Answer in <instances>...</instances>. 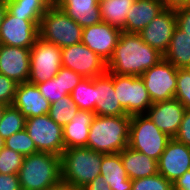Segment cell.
Returning a JSON list of instances; mask_svg holds the SVG:
<instances>
[{
	"mask_svg": "<svg viewBox=\"0 0 190 190\" xmlns=\"http://www.w3.org/2000/svg\"><path fill=\"white\" fill-rule=\"evenodd\" d=\"M113 85L127 115L145 114L153 104L141 76L113 73Z\"/></svg>",
	"mask_w": 190,
	"mask_h": 190,
	"instance_id": "8",
	"label": "cell"
},
{
	"mask_svg": "<svg viewBox=\"0 0 190 190\" xmlns=\"http://www.w3.org/2000/svg\"><path fill=\"white\" fill-rule=\"evenodd\" d=\"M18 176L21 190H47L61 181V156L47 152L24 156Z\"/></svg>",
	"mask_w": 190,
	"mask_h": 190,
	"instance_id": "3",
	"label": "cell"
},
{
	"mask_svg": "<svg viewBox=\"0 0 190 190\" xmlns=\"http://www.w3.org/2000/svg\"><path fill=\"white\" fill-rule=\"evenodd\" d=\"M174 138L190 147V109H186L179 131Z\"/></svg>",
	"mask_w": 190,
	"mask_h": 190,
	"instance_id": "39",
	"label": "cell"
},
{
	"mask_svg": "<svg viewBox=\"0 0 190 190\" xmlns=\"http://www.w3.org/2000/svg\"><path fill=\"white\" fill-rule=\"evenodd\" d=\"M131 190H174L173 183L157 173L150 177L132 180Z\"/></svg>",
	"mask_w": 190,
	"mask_h": 190,
	"instance_id": "33",
	"label": "cell"
},
{
	"mask_svg": "<svg viewBox=\"0 0 190 190\" xmlns=\"http://www.w3.org/2000/svg\"><path fill=\"white\" fill-rule=\"evenodd\" d=\"M121 32V29L101 22L83 28L81 42L105 62H108L112 57Z\"/></svg>",
	"mask_w": 190,
	"mask_h": 190,
	"instance_id": "15",
	"label": "cell"
},
{
	"mask_svg": "<svg viewBox=\"0 0 190 190\" xmlns=\"http://www.w3.org/2000/svg\"><path fill=\"white\" fill-rule=\"evenodd\" d=\"M175 28V10L165 8L138 34L145 43L164 55L168 49Z\"/></svg>",
	"mask_w": 190,
	"mask_h": 190,
	"instance_id": "14",
	"label": "cell"
},
{
	"mask_svg": "<svg viewBox=\"0 0 190 190\" xmlns=\"http://www.w3.org/2000/svg\"><path fill=\"white\" fill-rule=\"evenodd\" d=\"M82 28L102 22L98 0H54Z\"/></svg>",
	"mask_w": 190,
	"mask_h": 190,
	"instance_id": "20",
	"label": "cell"
},
{
	"mask_svg": "<svg viewBox=\"0 0 190 190\" xmlns=\"http://www.w3.org/2000/svg\"><path fill=\"white\" fill-rule=\"evenodd\" d=\"M0 73L17 84L28 82L30 75V48L0 44Z\"/></svg>",
	"mask_w": 190,
	"mask_h": 190,
	"instance_id": "17",
	"label": "cell"
},
{
	"mask_svg": "<svg viewBox=\"0 0 190 190\" xmlns=\"http://www.w3.org/2000/svg\"><path fill=\"white\" fill-rule=\"evenodd\" d=\"M0 190H21L18 174L0 173Z\"/></svg>",
	"mask_w": 190,
	"mask_h": 190,
	"instance_id": "40",
	"label": "cell"
},
{
	"mask_svg": "<svg viewBox=\"0 0 190 190\" xmlns=\"http://www.w3.org/2000/svg\"><path fill=\"white\" fill-rule=\"evenodd\" d=\"M6 105L0 103V121L2 119V115L4 113Z\"/></svg>",
	"mask_w": 190,
	"mask_h": 190,
	"instance_id": "47",
	"label": "cell"
},
{
	"mask_svg": "<svg viewBox=\"0 0 190 190\" xmlns=\"http://www.w3.org/2000/svg\"><path fill=\"white\" fill-rule=\"evenodd\" d=\"M186 108L173 98L167 101L153 103L145 113L147 117L170 138H174L180 128Z\"/></svg>",
	"mask_w": 190,
	"mask_h": 190,
	"instance_id": "16",
	"label": "cell"
},
{
	"mask_svg": "<svg viewBox=\"0 0 190 190\" xmlns=\"http://www.w3.org/2000/svg\"><path fill=\"white\" fill-rule=\"evenodd\" d=\"M17 83L0 73V103L12 105L15 98Z\"/></svg>",
	"mask_w": 190,
	"mask_h": 190,
	"instance_id": "36",
	"label": "cell"
},
{
	"mask_svg": "<svg viewBox=\"0 0 190 190\" xmlns=\"http://www.w3.org/2000/svg\"><path fill=\"white\" fill-rule=\"evenodd\" d=\"M39 38L60 48L80 43L83 28L58 6L49 7L39 23Z\"/></svg>",
	"mask_w": 190,
	"mask_h": 190,
	"instance_id": "5",
	"label": "cell"
},
{
	"mask_svg": "<svg viewBox=\"0 0 190 190\" xmlns=\"http://www.w3.org/2000/svg\"><path fill=\"white\" fill-rule=\"evenodd\" d=\"M49 7L55 6L54 0H43Z\"/></svg>",
	"mask_w": 190,
	"mask_h": 190,
	"instance_id": "46",
	"label": "cell"
},
{
	"mask_svg": "<svg viewBox=\"0 0 190 190\" xmlns=\"http://www.w3.org/2000/svg\"><path fill=\"white\" fill-rule=\"evenodd\" d=\"M24 156L5 146L0 150V173L18 174L22 166Z\"/></svg>",
	"mask_w": 190,
	"mask_h": 190,
	"instance_id": "32",
	"label": "cell"
},
{
	"mask_svg": "<svg viewBox=\"0 0 190 190\" xmlns=\"http://www.w3.org/2000/svg\"><path fill=\"white\" fill-rule=\"evenodd\" d=\"M12 105L19 109L25 118L48 114L50 109L49 101L41 95L35 84L29 82L17 85Z\"/></svg>",
	"mask_w": 190,
	"mask_h": 190,
	"instance_id": "18",
	"label": "cell"
},
{
	"mask_svg": "<svg viewBox=\"0 0 190 190\" xmlns=\"http://www.w3.org/2000/svg\"><path fill=\"white\" fill-rule=\"evenodd\" d=\"M103 155L87 147L65 149L61 155V181L83 189L100 175Z\"/></svg>",
	"mask_w": 190,
	"mask_h": 190,
	"instance_id": "4",
	"label": "cell"
},
{
	"mask_svg": "<svg viewBox=\"0 0 190 190\" xmlns=\"http://www.w3.org/2000/svg\"><path fill=\"white\" fill-rule=\"evenodd\" d=\"M131 116L96 115L90 125L87 148L103 154L119 153L129 143Z\"/></svg>",
	"mask_w": 190,
	"mask_h": 190,
	"instance_id": "2",
	"label": "cell"
},
{
	"mask_svg": "<svg viewBox=\"0 0 190 190\" xmlns=\"http://www.w3.org/2000/svg\"><path fill=\"white\" fill-rule=\"evenodd\" d=\"M25 130L34 141L38 152L61 156L65 150L63 128L56 124L48 114L26 118Z\"/></svg>",
	"mask_w": 190,
	"mask_h": 190,
	"instance_id": "9",
	"label": "cell"
},
{
	"mask_svg": "<svg viewBox=\"0 0 190 190\" xmlns=\"http://www.w3.org/2000/svg\"><path fill=\"white\" fill-rule=\"evenodd\" d=\"M95 115L99 116H130L120 105L113 85V73L106 72L96 77Z\"/></svg>",
	"mask_w": 190,
	"mask_h": 190,
	"instance_id": "19",
	"label": "cell"
},
{
	"mask_svg": "<svg viewBox=\"0 0 190 190\" xmlns=\"http://www.w3.org/2000/svg\"><path fill=\"white\" fill-rule=\"evenodd\" d=\"M82 190H111L102 175H98L94 180L87 184Z\"/></svg>",
	"mask_w": 190,
	"mask_h": 190,
	"instance_id": "41",
	"label": "cell"
},
{
	"mask_svg": "<svg viewBox=\"0 0 190 190\" xmlns=\"http://www.w3.org/2000/svg\"><path fill=\"white\" fill-rule=\"evenodd\" d=\"M163 59L177 69L190 68V35L176 27Z\"/></svg>",
	"mask_w": 190,
	"mask_h": 190,
	"instance_id": "25",
	"label": "cell"
},
{
	"mask_svg": "<svg viewBox=\"0 0 190 190\" xmlns=\"http://www.w3.org/2000/svg\"><path fill=\"white\" fill-rule=\"evenodd\" d=\"M4 147V139L0 136V150Z\"/></svg>",
	"mask_w": 190,
	"mask_h": 190,
	"instance_id": "48",
	"label": "cell"
},
{
	"mask_svg": "<svg viewBox=\"0 0 190 190\" xmlns=\"http://www.w3.org/2000/svg\"><path fill=\"white\" fill-rule=\"evenodd\" d=\"M47 190H82V188H78L64 181H60L58 184L51 186Z\"/></svg>",
	"mask_w": 190,
	"mask_h": 190,
	"instance_id": "44",
	"label": "cell"
},
{
	"mask_svg": "<svg viewBox=\"0 0 190 190\" xmlns=\"http://www.w3.org/2000/svg\"><path fill=\"white\" fill-rule=\"evenodd\" d=\"M62 67L61 48L38 38L30 48L28 82L38 84L54 78Z\"/></svg>",
	"mask_w": 190,
	"mask_h": 190,
	"instance_id": "7",
	"label": "cell"
},
{
	"mask_svg": "<svg viewBox=\"0 0 190 190\" xmlns=\"http://www.w3.org/2000/svg\"><path fill=\"white\" fill-rule=\"evenodd\" d=\"M95 113L79 110L70 123L63 127V141L65 149L72 147H87L90 125Z\"/></svg>",
	"mask_w": 190,
	"mask_h": 190,
	"instance_id": "22",
	"label": "cell"
},
{
	"mask_svg": "<svg viewBox=\"0 0 190 190\" xmlns=\"http://www.w3.org/2000/svg\"><path fill=\"white\" fill-rule=\"evenodd\" d=\"M164 9L160 0H136L127 12L125 32L139 33Z\"/></svg>",
	"mask_w": 190,
	"mask_h": 190,
	"instance_id": "21",
	"label": "cell"
},
{
	"mask_svg": "<svg viewBox=\"0 0 190 190\" xmlns=\"http://www.w3.org/2000/svg\"><path fill=\"white\" fill-rule=\"evenodd\" d=\"M7 11L6 0H0V26Z\"/></svg>",
	"mask_w": 190,
	"mask_h": 190,
	"instance_id": "45",
	"label": "cell"
},
{
	"mask_svg": "<svg viewBox=\"0 0 190 190\" xmlns=\"http://www.w3.org/2000/svg\"><path fill=\"white\" fill-rule=\"evenodd\" d=\"M175 99L186 109H190V68H180L177 72Z\"/></svg>",
	"mask_w": 190,
	"mask_h": 190,
	"instance_id": "34",
	"label": "cell"
},
{
	"mask_svg": "<svg viewBox=\"0 0 190 190\" xmlns=\"http://www.w3.org/2000/svg\"><path fill=\"white\" fill-rule=\"evenodd\" d=\"M62 67L84 78H95L107 72V62L82 42L61 48Z\"/></svg>",
	"mask_w": 190,
	"mask_h": 190,
	"instance_id": "11",
	"label": "cell"
},
{
	"mask_svg": "<svg viewBox=\"0 0 190 190\" xmlns=\"http://www.w3.org/2000/svg\"><path fill=\"white\" fill-rule=\"evenodd\" d=\"M4 146L22 154L23 156L38 152L34 141L29 137V134L25 129L6 138L4 140Z\"/></svg>",
	"mask_w": 190,
	"mask_h": 190,
	"instance_id": "31",
	"label": "cell"
},
{
	"mask_svg": "<svg viewBox=\"0 0 190 190\" xmlns=\"http://www.w3.org/2000/svg\"><path fill=\"white\" fill-rule=\"evenodd\" d=\"M170 139L146 114L131 116L128 143L131 149L158 161Z\"/></svg>",
	"mask_w": 190,
	"mask_h": 190,
	"instance_id": "6",
	"label": "cell"
},
{
	"mask_svg": "<svg viewBox=\"0 0 190 190\" xmlns=\"http://www.w3.org/2000/svg\"><path fill=\"white\" fill-rule=\"evenodd\" d=\"M38 28L29 17L13 16L6 11L0 26V44L31 48L39 38Z\"/></svg>",
	"mask_w": 190,
	"mask_h": 190,
	"instance_id": "12",
	"label": "cell"
},
{
	"mask_svg": "<svg viewBox=\"0 0 190 190\" xmlns=\"http://www.w3.org/2000/svg\"><path fill=\"white\" fill-rule=\"evenodd\" d=\"M123 167L131 180L150 177L158 173L157 161L129 146L120 152Z\"/></svg>",
	"mask_w": 190,
	"mask_h": 190,
	"instance_id": "23",
	"label": "cell"
},
{
	"mask_svg": "<svg viewBox=\"0 0 190 190\" xmlns=\"http://www.w3.org/2000/svg\"><path fill=\"white\" fill-rule=\"evenodd\" d=\"M7 11L13 16L29 17L38 26L49 6L43 0H6Z\"/></svg>",
	"mask_w": 190,
	"mask_h": 190,
	"instance_id": "27",
	"label": "cell"
},
{
	"mask_svg": "<svg viewBox=\"0 0 190 190\" xmlns=\"http://www.w3.org/2000/svg\"><path fill=\"white\" fill-rule=\"evenodd\" d=\"M41 95L49 101L50 104L60 100L62 97L69 95L61 85V77H54L45 82L36 84Z\"/></svg>",
	"mask_w": 190,
	"mask_h": 190,
	"instance_id": "35",
	"label": "cell"
},
{
	"mask_svg": "<svg viewBox=\"0 0 190 190\" xmlns=\"http://www.w3.org/2000/svg\"><path fill=\"white\" fill-rule=\"evenodd\" d=\"M79 110L69 94L50 104L48 115L56 124L63 128L66 124L70 123Z\"/></svg>",
	"mask_w": 190,
	"mask_h": 190,
	"instance_id": "29",
	"label": "cell"
},
{
	"mask_svg": "<svg viewBox=\"0 0 190 190\" xmlns=\"http://www.w3.org/2000/svg\"><path fill=\"white\" fill-rule=\"evenodd\" d=\"M162 59L163 54L145 43L138 33L122 31L112 57L107 62V71L118 75L141 76Z\"/></svg>",
	"mask_w": 190,
	"mask_h": 190,
	"instance_id": "1",
	"label": "cell"
},
{
	"mask_svg": "<svg viewBox=\"0 0 190 190\" xmlns=\"http://www.w3.org/2000/svg\"><path fill=\"white\" fill-rule=\"evenodd\" d=\"M100 175L108 183L111 190H131L132 180L123 167L120 152L104 154L100 166Z\"/></svg>",
	"mask_w": 190,
	"mask_h": 190,
	"instance_id": "24",
	"label": "cell"
},
{
	"mask_svg": "<svg viewBox=\"0 0 190 190\" xmlns=\"http://www.w3.org/2000/svg\"><path fill=\"white\" fill-rule=\"evenodd\" d=\"M71 98L80 110L95 113L96 106V77L83 78L70 93Z\"/></svg>",
	"mask_w": 190,
	"mask_h": 190,
	"instance_id": "28",
	"label": "cell"
},
{
	"mask_svg": "<svg viewBox=\"0 0 190 190\" xmlns=\"http://www.w3.org/2000/svg\"><path fill=\"white\" fill-rule=\"evenodd\" d=\"M167 9H178L190 5V0H160Z\"/></svg>",
	"mask_w": 190,
	"mask_h": 190,
	"instance_id": "43",
	"label": "cell"
},
{
	"mask_svg": "<svg viewBox=\"0 0 190 190\" xmlns=\"http://www.w3.org/2000/svg\"><path fill=\"white\" fill-rule=\"evenodd\" d=\"M55 77H61V85L63 90H65L68 94H70L84 78L80 74L65 67H61Z\"/></svg>",
	"mask_w": 190,
	"mask_h": 190,
	"instance_id": "37",
	"label": "cell"
},
{
	"mask_svg": "<svg viewBox=\"0 0 190 190\" xmlns=\"http://www.w3.org/2000/svg\"><path fill=\"white\" fill-rule=\"evenodd\" d=\"M177 72L176 67L162 59L141 75L152 103L171 100L175 97Z\"/></svg>",
	"mask_w": 190,
	"mask_h": 190,
	"instance_id": "10",
	"label": "cell"
},
{
	"mask_svg": "<svg viewBox=\"0 0 190 190\" xmlns=\"http://www.w3.org/2000/svg\"><path fill=\"white\" fill-rule=\"evenodd\" d=\"M176 27L190 35V5L175 9Z\"/></svg>",
	"mask_w": 190,
	"mask_h": 190,
	"instance_id": "38",
	"label": "cell"
},
{
	"mask_svg": "<svg viewBox=\"0 0 190 190\" xmlns=\"http://www.w3.org/2000/svg\"><path fill=\"white\" fill-rule=\"evenodd\" d=\"M157 165L158 173L174 183L190 170V147L171 138L157 161Z\"/></svg>",
	"mask_w": 190,
	"mask_h": 190,
	"instance_id": "13",
	"label": "cell"
},
{
	"mask_svg": "<svg viewBox=\"0 0 190 190\" xmlns=\"http://www.w3.org/2000/svg\"><path fill=\"white\" fill-rule=\"evenodd\" d=\"M174 190H190V170L186 171L174 183Z\"/></svg>",
	"mask_w": 190,
	"mask_h": 190,
	"instance_id": "42",
	"label": "cell"
},
{
	"mask_svg": "<svg viewBox=\"0 0 190 190\" xmlns=\"http://www.w3.org/2000/svg\"><path fill=\"white\" fill-rule=\"evenodd\" d=\"M25 121L26 118L19 109L13 105L6 106L0 121V136L5 140L11 135L24 130Z\"/></svg>",
	"mask_w": 190,
	"mask_h": 190,
	"instance_id": "30",
	"label": "cell"
},
{
	"mask_svg": "<svg viewBox=\"0 0 190 190\" xmlns=\"http://www.w3.org/2000/svg\"><path fill=\"white\" fill-rule=\"evenodd\" d=\"M136 0H103L99 2L102 22L125 32L128 11Z\"/></svg>",
	"mask_w": 190,
	"mask_h": 190,
	"instance_id": "26",
	"label": "cell"
}]
</instances>
